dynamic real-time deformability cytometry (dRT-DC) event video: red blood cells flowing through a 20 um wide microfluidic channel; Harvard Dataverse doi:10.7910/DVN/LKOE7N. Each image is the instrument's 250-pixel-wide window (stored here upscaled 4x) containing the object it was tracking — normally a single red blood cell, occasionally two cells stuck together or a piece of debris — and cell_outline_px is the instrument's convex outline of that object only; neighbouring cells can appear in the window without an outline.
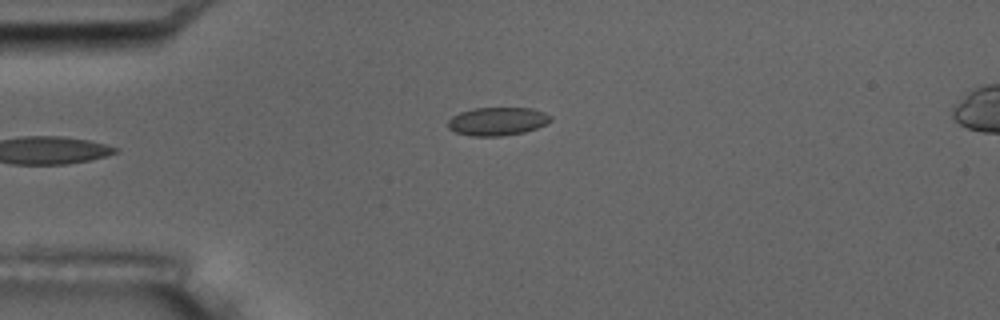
{"species": "common noctule bat (a hibernating species)", "species_latin": "Nyctalus noctula", "temperature_condition": "room temperature", "stored_images_in_passage": 4, "camera_frame_rate_fps": 3000, "um_per_image_px": 0.085, "animal": {"sex": "male", "body_mass_g": 17.5, "forearm_length_mm": 52.3}, "frame": {"image": 1, "passage_image": 4, "time_ms": 3.667, "image_size_px": [1000, 320], "cell_outline_px": [[552, 120], [536, 128], [524, 132], [500, 136], [472, 136], [456, 132], [448, 128], [448, 120], [452, 116], [460, 112], [472, 108], [532, 108], [544, 112], [552, 116]], "centroid_in_image_um": [42.27, 10.3], "position_along_channel_um": 42.7, "area_um2": 16.88}}